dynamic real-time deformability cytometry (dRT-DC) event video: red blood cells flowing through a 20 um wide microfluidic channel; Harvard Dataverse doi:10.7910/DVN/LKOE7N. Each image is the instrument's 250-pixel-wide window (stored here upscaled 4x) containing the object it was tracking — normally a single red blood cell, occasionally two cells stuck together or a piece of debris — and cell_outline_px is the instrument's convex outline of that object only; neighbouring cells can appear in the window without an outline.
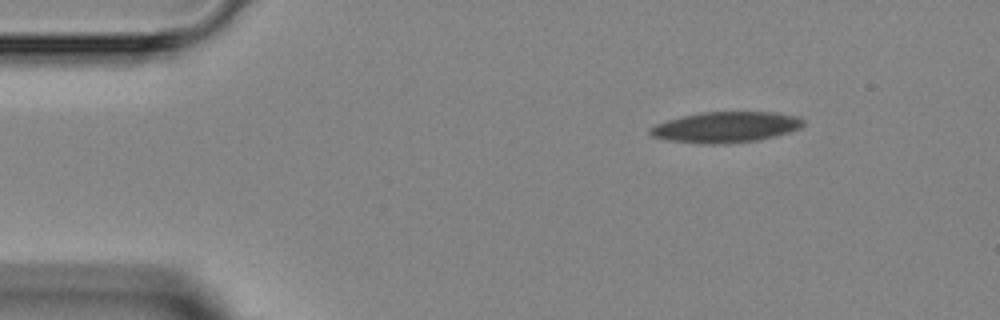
{"species": "Egyptian fruit bat (a non-hibernating species)", "species_latin": "Rousettus aegyptiacus", "temperature_condition": "room temperature", "stored_images_in_passage": 3, "camera_frame_rate_fps": 3000, "um_per_image_px": 0.085, "animal": {"sex": "female"}, "frame": {"image": 1, "passage_image": 1, "time_ms": 0.0, "image_size_px": [1000, 320], "cell_outline_px": [[804, 124], [800, 128], [788, 132], [760, 140], [724, 144], [704, 144], [668, 140], [652, 136], [648, 132], [648, 128], [656, 124], [668, 120], [700, 112], [776, 112], [800, 116], [804, 120]], "centroid_in_image_um": [61.71, 10.8], "position_along_channel_um": 23.3, "area_um2": 27.57}}